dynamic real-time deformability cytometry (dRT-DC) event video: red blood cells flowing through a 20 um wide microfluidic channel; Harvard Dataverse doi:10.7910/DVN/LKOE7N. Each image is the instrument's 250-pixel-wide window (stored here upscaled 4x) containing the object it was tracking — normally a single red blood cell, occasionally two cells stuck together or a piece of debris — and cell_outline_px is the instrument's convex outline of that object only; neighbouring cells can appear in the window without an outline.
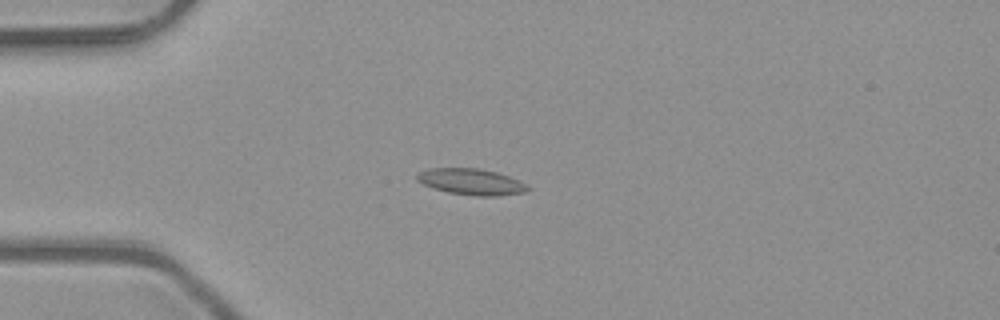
{"species": "common noctule bat (a hibernating species)", "species_latin": "Nyctalus noctula", "temperature_condition": "room temperature", "stored_images_in_passage": 5, "camera_frame_rate_fps": 3000, "um_per_image_px": 0.085, "animal": {"sex": "male", "body_mass_g": 23.1, "forearm_length_mm": 52.7}, "frame": {"image": 1, "passage_image": 4, "time_ms": 1.0, "image_size_px": [1000, 320], "cell_outline_px": [[528, 188], [524, 192], [496, 196], [476, 196], [448, 192], [432, 188], [416, 180], [416, 176], [420, 172], [428, 168], [480, 168], [496, 172], [508, 176], [528, 184]], "centroid_in_image_um": [40.03, 15.44], "position_along_channel_um": 45.0, "area_um2": 16.82}}
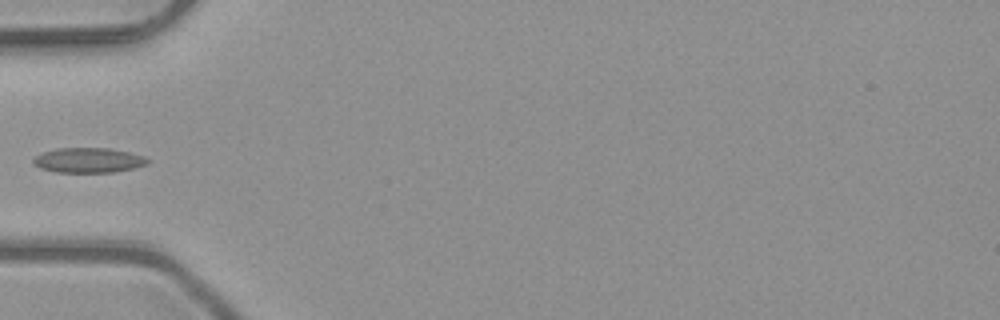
{"frame": {"image": 2, "passage_image": 5, "time_ms": 1.333, "image_size_px": [1000, 320], "cell_outline_px": [[148, 164], [132, 168], [112, 172], [56, 172], [40, 168], [32, 164], [32, 160], [36, 156], [44, 152], [56, 148], [108, 148], [128, 152], [144, 156], [148, 160]], "centroid_in_image_um": [7.48, 13.62], "position_along_channel_um": 77.5, "area_um2": 16.47}}